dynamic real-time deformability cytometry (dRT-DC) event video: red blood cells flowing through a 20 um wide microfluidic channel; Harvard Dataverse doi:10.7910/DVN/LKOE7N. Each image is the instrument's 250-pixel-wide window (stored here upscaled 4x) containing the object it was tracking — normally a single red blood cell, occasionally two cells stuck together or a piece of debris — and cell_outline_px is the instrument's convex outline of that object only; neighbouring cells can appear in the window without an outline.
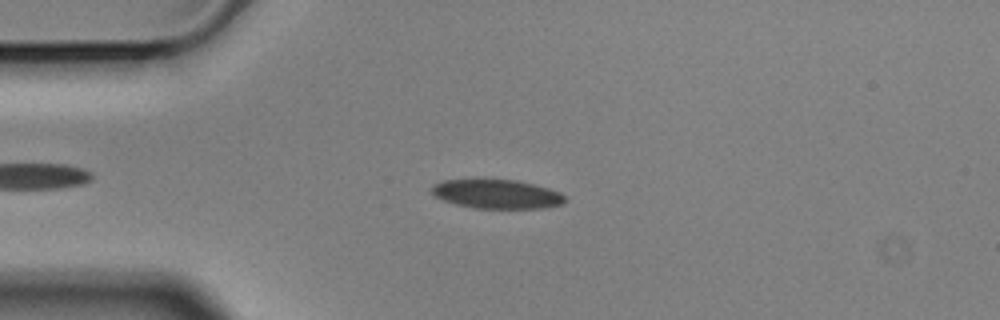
{"species": "Egyptian fruit bat (a non-hibernating species)", "species_latin": "Rousettus aegyptiacus", "temperature_condition": "cold", "stored_images_in_passage": 50, "camera_frame_rate_fps": 3000, "um_per_image_px": 0.085, "animal": {"sex": "male"}, "frame": {"image": 1, "passage_image": 11, "time_ms": 3.333, "image_size_px": [1000, 320], "cell_outline_px": [[564, 204], [544, 208], [476, 208], [456, 204], [444, 200], [436, 196], [432, 192], [432, 184], [444, 180], [516, 180], [548, 188], [560, 192], [564, 196]], "centroid_in_image_um": [42.24, 16.5], "position_along_channel_um": 42.8, "area_um2": 22.25}}
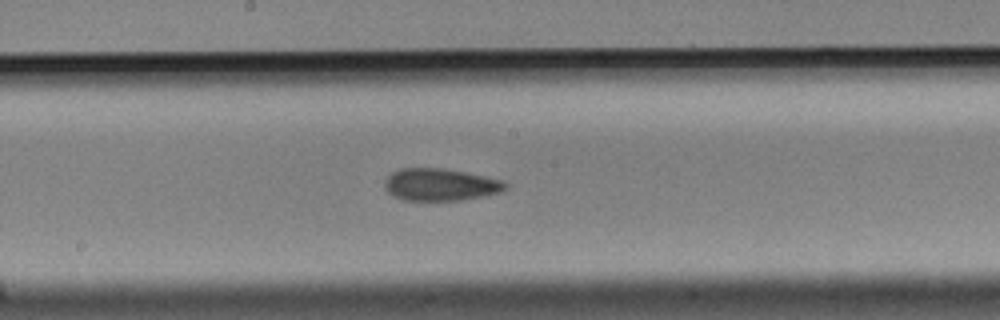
{"frame": {"image": 2, "passage_image": 27, "time_ms": 8.667, "image_size_px": [1000, 320], "cell_outline_px": [[508, 188], [500, 192], [484, 196], [460, 200], [404, 200], [392, 196], [384, 188], [384, 184], [388, 176], [392, 172], [400, 168], [444, 168], [504, 180], [508, 184]], "centroid_in_image_um": [37.43, 15.69], "position_along_channel_um": 210.8, "area_um2": 22.77}}
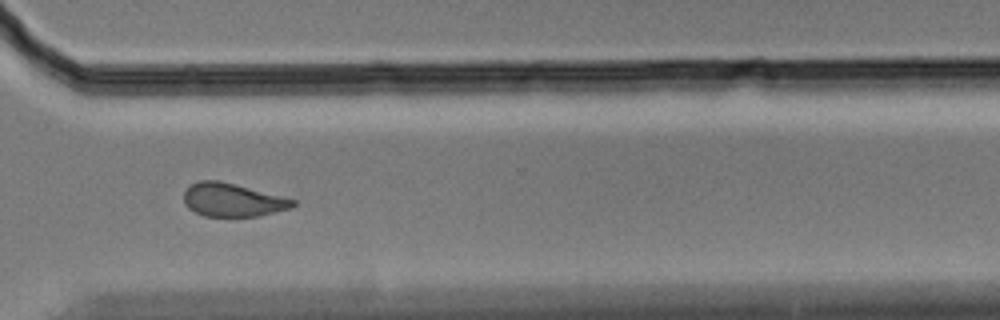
{"frame": {"image": 3, "passage_image": 39, "time_ms": 12.667, "image_size_px": [1000, 320], "cell_outline_px": [[296, 204], [292, 208], [260, 216], [204, 216], [188, 208], [184, 204], [184, 192], [192, 184], [200, 180], [220, 180], [296, 200]], "centroid_in_image_um": [19.77, 17.0], "position_along_channel_um": 350.8, "area_um2": 21.1}, "authors_computed_cell_mechanics": {"area_um2": 22.3397, "velocity_mm_per_s": 3.5063, "shape_relaxation_time_tau1_ms": null, "shape_relaxation_time_tau2_ms": 4.4078, "deformation_change_tau1": null, "deformation_change_tau2": 0.1065}}